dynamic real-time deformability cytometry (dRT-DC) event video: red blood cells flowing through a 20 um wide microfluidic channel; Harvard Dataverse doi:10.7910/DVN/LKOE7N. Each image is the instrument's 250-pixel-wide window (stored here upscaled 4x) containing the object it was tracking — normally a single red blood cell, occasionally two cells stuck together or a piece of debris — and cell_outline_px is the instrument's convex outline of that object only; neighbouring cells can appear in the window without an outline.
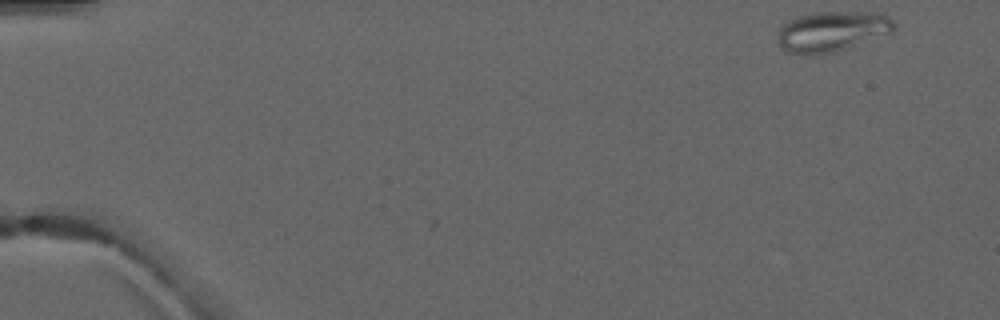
{"species": "common noctule bat (a hibernating species)", "species_latin": "Nyctalus noctula", "temperature_condition": "warm", "stored_images_in_passage": 6, "camera_frame_rate_fps": 3000, "um_per_image_px": 0.085, "animal": {"sex": "male", "forearm_length_mm": 52.5}, "frame": {"image": 1, "passage_image": 6, "time_ms": 6.0, "image_size_px": [1000, 320], "cell_outline_px": [[896, 28], [892, 32], [836, 52], [820, 56], [808, 56], [788, 52], [780, 48], [776, 40], [780, 28], [788, 20], [812, 12], [880, 12], [888, 16], [896, 24]], "centroid_in_image_um": [70.7, 2.69], "position_along_channel_um": 14.3, "area_um2": 27.92}}